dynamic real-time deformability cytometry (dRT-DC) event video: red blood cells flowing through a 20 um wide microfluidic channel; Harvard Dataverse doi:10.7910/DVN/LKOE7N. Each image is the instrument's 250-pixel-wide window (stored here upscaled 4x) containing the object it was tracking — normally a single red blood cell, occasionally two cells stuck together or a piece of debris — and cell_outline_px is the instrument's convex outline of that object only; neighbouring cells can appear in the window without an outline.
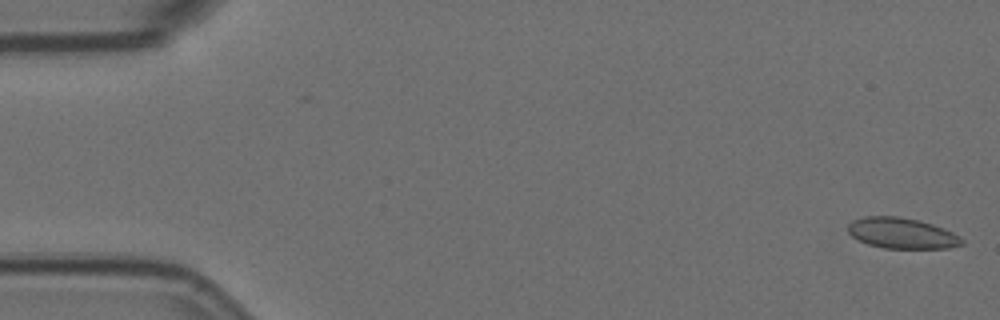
{"species": "Egyptian fruit bat (a non-hibernating species)", "species_latin": "Rousettus aegyptiacus", "temperature_condition": "room temperature", "stored_images_in_passage": 6, "camera_frame_rate_fps": 3000, "um_per_image_px": 0.085, "animal": {"sex": "female"}, "frame": {"image": 1, "passage_image": 1, "time_ms": 0.0, "image_size_px": [1000, 320], "cell_outline_px": [[964, 244], [948, 248], [884, 248], [868, 244], [852, 236], [848, 232], [848, 224], [852, 220], [864, 216], [900, 216], [920, 220], [944, 228], [960, 236], [964, 240]], "centroid_in_image_um": [76.67, 19.81], "position_along_channel_um": 8.3, "area_um2": 20.52}}
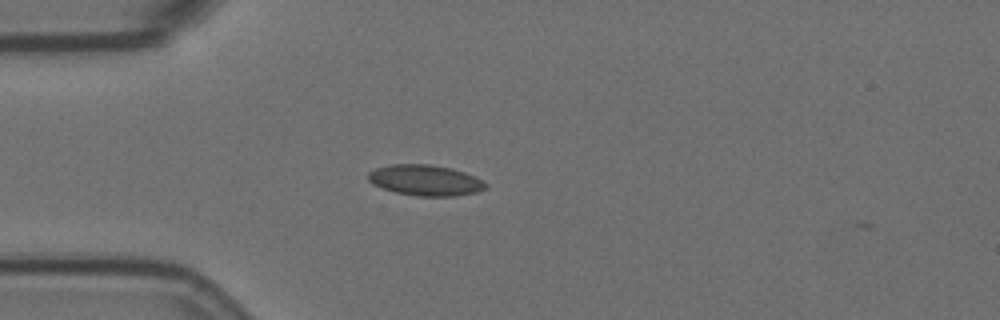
{"frame": {"image": 2, "passage_image": 5, "time_ms": 1.333, "image_size_px": [1000, 320], "cell_outline_px": [[488, 188], [476, 192], [456, 196], [416, 196], [396, 192], [372, 184], [368, 180], [368, 172], [376, 168], [392, 164], [428, 164], [452, 168], [464, 172], [484, 180], [488, 184]], "centroid_in_image_um": [36.18, 15.32], "position_along_channel_um": 48.8, "area_um2": 21.15}}